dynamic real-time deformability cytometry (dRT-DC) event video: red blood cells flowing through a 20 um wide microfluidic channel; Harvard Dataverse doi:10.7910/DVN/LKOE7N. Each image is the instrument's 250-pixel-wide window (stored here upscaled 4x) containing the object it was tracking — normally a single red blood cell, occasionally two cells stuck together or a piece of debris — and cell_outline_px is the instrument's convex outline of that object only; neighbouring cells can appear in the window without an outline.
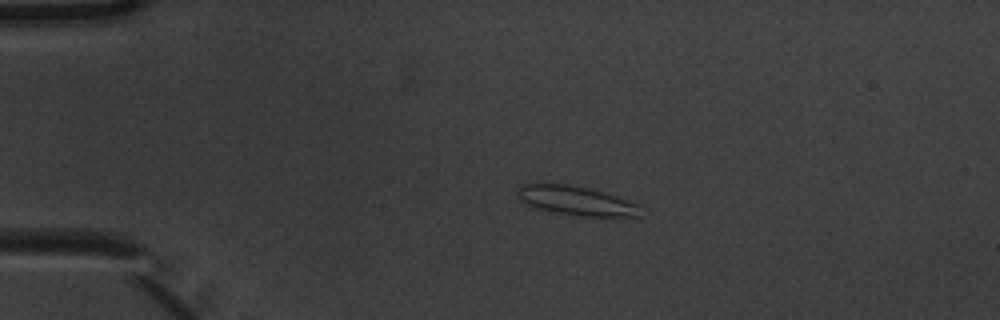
{"species": "common noctule bat (a hibernating species)", "species_latin": "Nyctalus noctula", "temperature_condition": "warm", "stored_images_in_passage": 3, "camera_frame_rate_fps": 3000, "um_per_image_px": 0.085, "animal": {"sex": "male", "body_mass_g": 20.1, "forearm_length_mm": 53.5}, "frame": {"image": 1, "passage_image": 1, "time_ms": 0.0, "image_size_px": [1000, 320], "cell_outline_px": [[640, 216], [580, 216], [556, 212], [540, 208], [528, 204], [520, 200], [516, 192], [516, 188], [520, 184], [544, 180], [568, 184], [588, 188], [616, 196], [636, 204]], "centroid_in_image_um": [48.81, 16.99], "position_along_channel_um": 36.2, "area_um2": 21.04}}
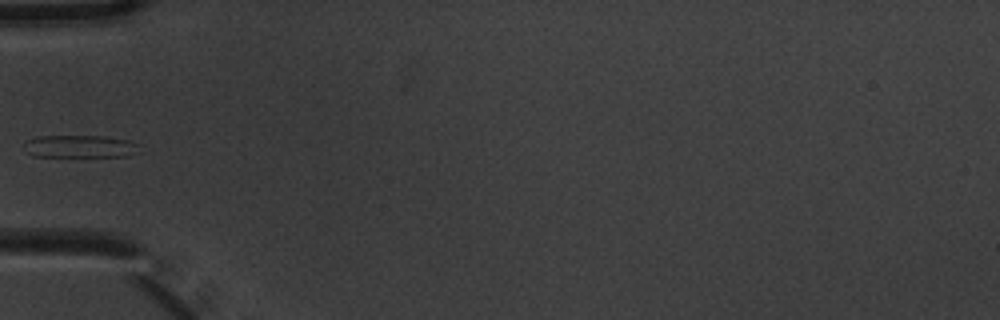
{"frame": {"image": 2, "passage_image": 3, "time_ms": 0.667, "image_size_px": [1000, 320], "cell_outline_px": [[136, 144], [128, 156], [32, 156], [24, 152], [24, 144], [28, 140], [36, 136], [104, 136], [128, 140]], "centroid_in_image_um": [6.63, 12.44], "position_along_channel_um": 78.4, "area_um2": 14.74}}